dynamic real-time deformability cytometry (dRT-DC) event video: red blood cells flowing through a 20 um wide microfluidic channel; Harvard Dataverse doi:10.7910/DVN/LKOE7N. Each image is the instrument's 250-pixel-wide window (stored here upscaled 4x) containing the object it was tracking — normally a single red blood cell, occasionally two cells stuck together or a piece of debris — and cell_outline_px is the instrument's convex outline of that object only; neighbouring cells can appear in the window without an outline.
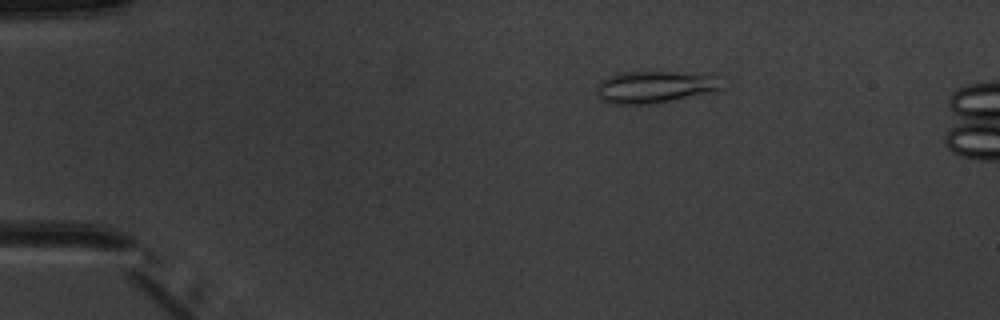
{"species": "common noctule bat (a hibernating species)", "species_latin": "Nyctalus noctula", "temperature_condition": "warm", "stored_images_in_passage": 4, "camera_frame_rate_fps": 3000, "um_per_image_px": 0.085, "animal": {"sex": "male", "body_mass_g": 20.1, "forearm_length_mm": 53.5}, "frame": {"image": 1, "passage_image": 2, "time_ms": 1.667, "image_size_px": [1000, 320], "cell_outline_px": [[728, 76], [724, 88], [712, 92], [648, 104], [612, 104], [600, 100], [596, 92], [596, 84], [608, 76], [620, 72], [676, 72]], "centroid_in_image_um": [55.74, 7.37], "position_along_channel_um": 29.3, "area_um2": 23.87}}